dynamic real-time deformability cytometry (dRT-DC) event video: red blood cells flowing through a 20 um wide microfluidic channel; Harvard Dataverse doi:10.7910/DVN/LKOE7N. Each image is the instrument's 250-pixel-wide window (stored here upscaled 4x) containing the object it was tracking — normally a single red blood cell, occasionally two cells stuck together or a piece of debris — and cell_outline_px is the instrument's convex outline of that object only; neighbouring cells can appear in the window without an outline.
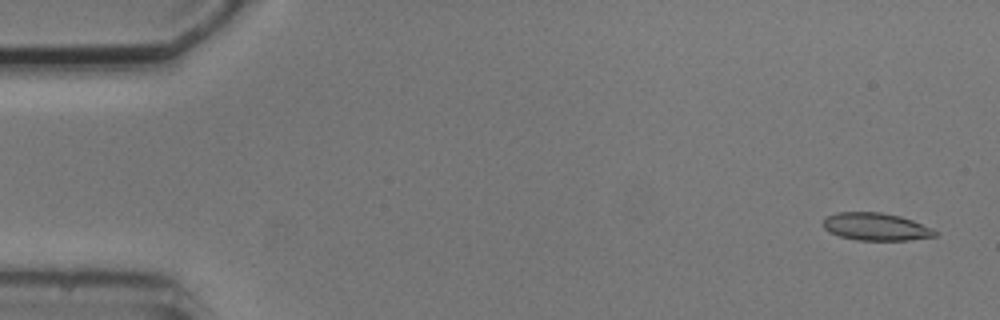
{"species": "common noctule bat (a hibernating species)", "species_latin": "Nyctalus noctula", "temperature_condition": "cold", "stored_images_in_passage": 6, "camera_frame_rate_fps": 3000, "um_per_image_px": 0.085, "animal": {"sex": "male", "body_mass_g": 20.5, "forearm_length_mm": 52.5}, "frame": {"image": 1, "passage_image": 1, "time_ms": 0.0, "image_size_px": [1000, 320], "cell_outline_px": [[936, 236], [908, 240], [856, 240], [840, 236], [828, 232], [824, 228], [824, 220], [828, 216], [836, 212], [880, 212], [900, 216], [912, 220], [932, 228], [936, 232]], "centroid_in_image_um": [74.44, 19.27], "position_along_channel_um": 10.6, "area_um2": 17.86}}
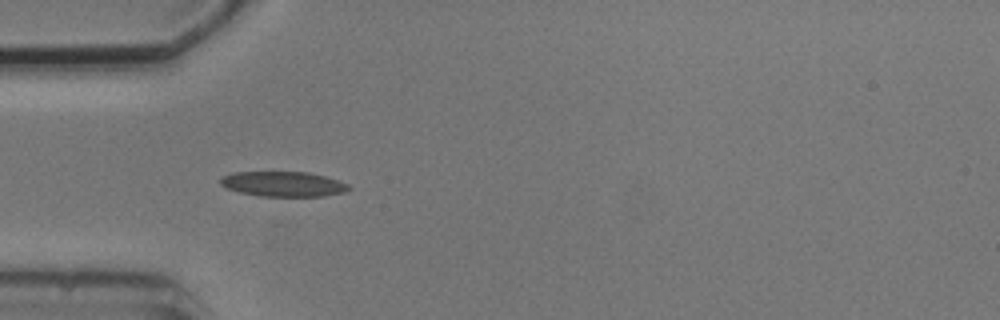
{"frame": {"image": 2, "passage_image": 5, "time_ms": 4.667, "image_size_px": [1000, 320], "cell_outline_px": [[352, 188], [344, 192], [324, 196], [260, 196], [240, 192], [228, 188], [220, 184], [220, 176], [236, 172], [308, 172], [324, 176], [348, 184]], "centroid_in_image_um": [24.07, 15.64], "position_along_channel_um": 60.9, "area_um2": 18.61}}
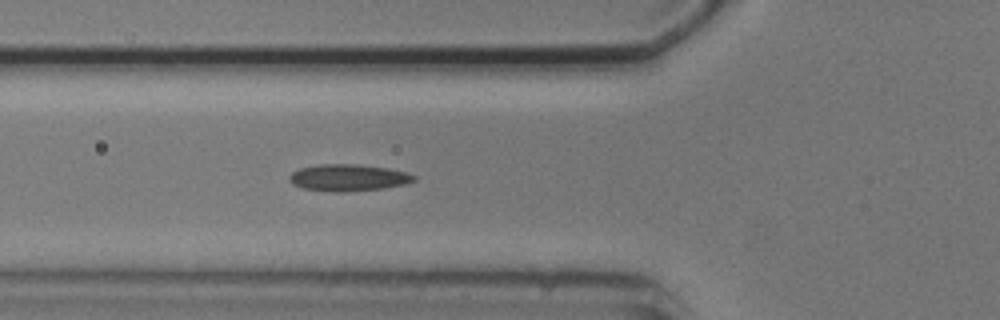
{"frame": {"image": 3, "passage_image": 6, "time_ms": 5.667, "image_size_px": [1000, 320], "cell_outline_px": [[416, 180], [404, 184], [384, 188], [344, 192], [336, 192], [304, 188], [292, 184], [288, 180], [288, 176], [292, 172], [300, 168], [316, 164], [356, 164], [388, 168], [408, 172], [416, 176]], "centroid_in_image_um": [29.6, 15.09], "position_along_channel_um": 96.2, "area_um2": 19.54}}